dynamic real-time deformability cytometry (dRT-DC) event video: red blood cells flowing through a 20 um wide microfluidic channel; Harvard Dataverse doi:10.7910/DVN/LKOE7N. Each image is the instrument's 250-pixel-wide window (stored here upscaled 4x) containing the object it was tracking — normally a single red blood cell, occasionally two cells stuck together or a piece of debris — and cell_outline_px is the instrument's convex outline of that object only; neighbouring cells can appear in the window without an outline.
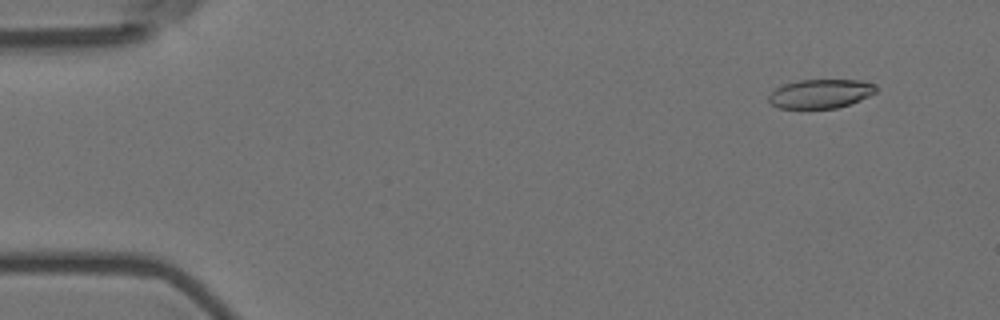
{"species": "Egyptian fruit bat (a non-hibernating species)", "species_latin": "Rousettus aegyptiacus", "temperature_condition": "room temperature", "stored_images_in_passage": 18, "camera_frame_rate_fps": 3000, "um_per_image_px": 0.085, "animal": {"sex": "female"}, "frame": {"image": 1, "passage_image": 5, "time_ms": 1.333, "image_size_px": [1000, 320], "cell_outline_px": [[876, 92], [860, 100], [836, 108], [780, 108], [772, 104], [768, 100], [768, 96], [776, 88], [784, 84], [800, 80], [860, 80], [876, 84]], "centroid_in_image_um": [69.75, 7.96], "position_along_channel_um": 15.2, "area_um2": 17.98}}
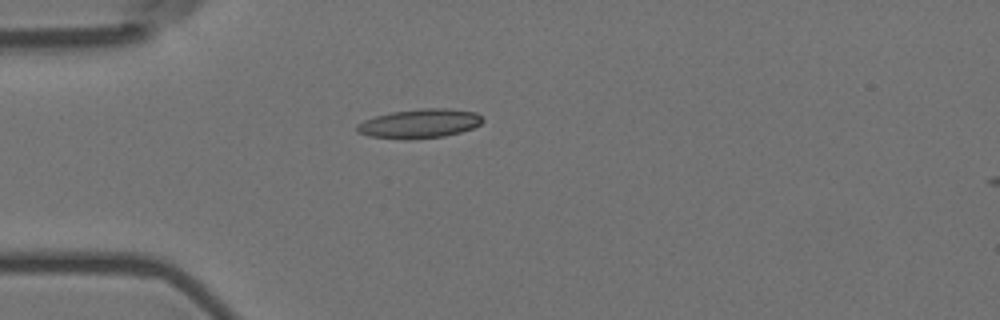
{"frame": {"image": 2, "passage_image": 16, "time_ms": 5.0, "image_size_px": [1000, 320], "cell_outline_px": [[484, 120], [480, 124], [472, 128], [460, 132], [444, 136], [404, 140], [368, 136], [356, 132], [356, 124], [364, 120], [376, 116], [392, 112], [420, 108], [448, 108], [476, 112]], "centroid_in_image_um": [35.63, 10.5], "position_along_channel_um": 49.4, "area_um2": 21.44}}